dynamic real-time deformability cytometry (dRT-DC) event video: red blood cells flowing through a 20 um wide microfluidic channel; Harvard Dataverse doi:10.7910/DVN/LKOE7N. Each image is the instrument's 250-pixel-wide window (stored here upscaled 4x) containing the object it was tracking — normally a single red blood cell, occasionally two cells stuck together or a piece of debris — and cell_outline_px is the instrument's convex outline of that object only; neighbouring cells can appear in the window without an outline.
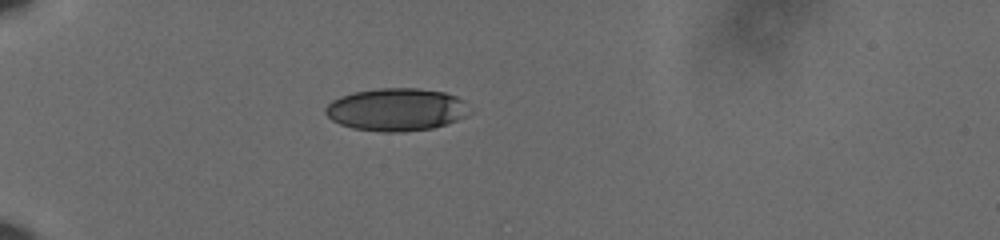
{"species": "human", "species_latin": "Homo sapiens", "temperature_condition": "cold", "stored_images_in_passage": 41, "camera_frame_rate_fps": 3000, "um_per_image_px": 0.085, "donor": {"sex": "male"}, "frame": {"image": 1, "passage_image": 1, "time_ms": 0.0, "image_size_px": [1000, 240], "cell_outline_px": [[472, 112], [456, 120], [432, 128], [404, 132], [384, 132], [352, 128], [340, 124], [332, 120], [324, 112], [324, 108], [332, 100], [340, 96], [352, 92], [380, 88], [420, 88], [444, 92], [456, 96], [464, 100]], "centroid_in_image_um": [33.68, 9.3], "position_along_channel_um": 51.3, "area_um2": 36.01}}
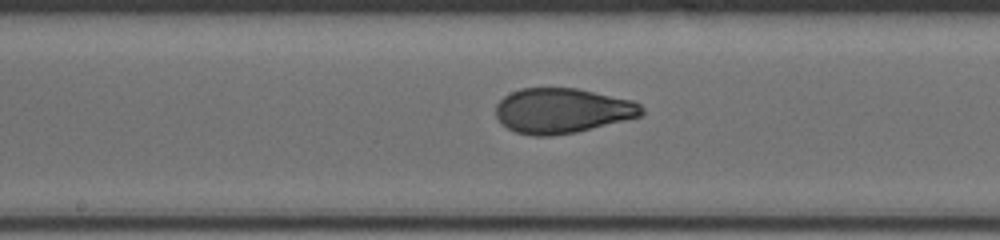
{"frame": {"image": 2, "passage_image": 16, "time_ms": 5.0, "image_size_px": [1000, 240], "cell_outline_px": [[644, 112], [640, 116], [576, 132], [552, 136], [532, 136], [516, 132], [500, 124], [496, 116], [496, 104], [504, 96], [520, 88], [576, 88], [632, 100], [640, 104], [644, 108]], "centroid_in_image_um": [47.76, 9.41], "position_along_channel_um": 200.4, "area_um2": 38.26}}
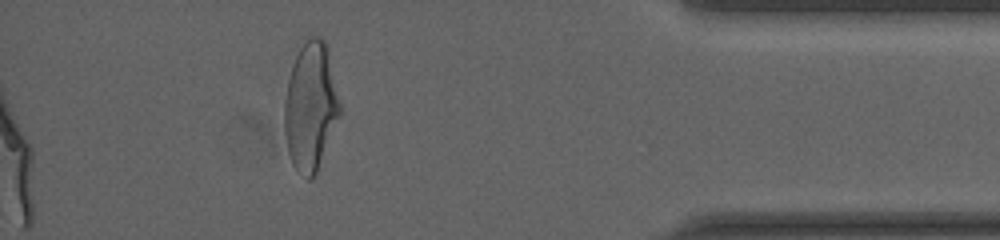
{"frame": {"image": 3, "passage_image": 36, "time_ms": 11.667, "image_size_px": [1000, 240], "cell_outline_px": [[340, 112], [316, 172], [308, 180], [292, 164], [288, 152], [284, 132], [284, 100], [288, 80], [292, 64], [300, 48], [312, 36], [320, 36], [324, 40], [328, 48], [340, 104]], "centroid_in_image_um": [26.38, 9.02], "position_along_channel_um": 408.8, "area_um2": 40.75}, "authors_computed_cell_mechanics": {"area_um2": 38.4948, "velocity_mm_per_s": 3.6249, "shape_relaxation_time_tau1_ms": 5.4038, "shape_relaxation_time_tau2_ms": 0.7746, "deformation_change_tau1": 0.1836, "deformation_change_tau2": 0.0574}}